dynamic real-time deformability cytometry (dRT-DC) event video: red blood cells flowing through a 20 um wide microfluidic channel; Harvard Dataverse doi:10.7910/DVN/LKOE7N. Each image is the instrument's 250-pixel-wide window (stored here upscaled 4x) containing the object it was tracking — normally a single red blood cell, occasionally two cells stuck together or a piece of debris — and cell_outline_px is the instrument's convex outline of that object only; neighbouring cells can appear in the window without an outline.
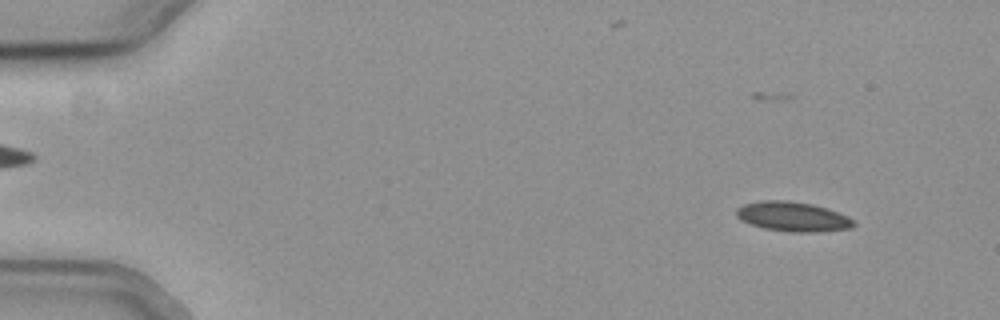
{"species": "common noctule bat (a hibernating species)", "species_latin": "Nyctalus noctula", "temperature_condition": "cold", "stored_images_in_passage": 55, "camera_frame_rate_fps": 3000, "um_per_image_px": 0.085, "animal": {"sex": "female", "body_mass_g": 19.3, "forearm_length_mm": 54.1}, "frame": {"image": 1, "passage_image": 5, "time_ms": 1.333, "image_size_px": [1000, 320], "cell_outline_px": [[856, 224], [852, 228], [812, 232], [792, 232], [764, 228], [740, 220], [736, 216], [736, 208], [744, 204], [760, 200], [788, 200], [812, 204], [828, 208], [848, 216], [856, 220]], "centroid_in_image_um": [67.41, 18.4], "position_along_channel_um": 17.6, "area_um2": 20.4}}
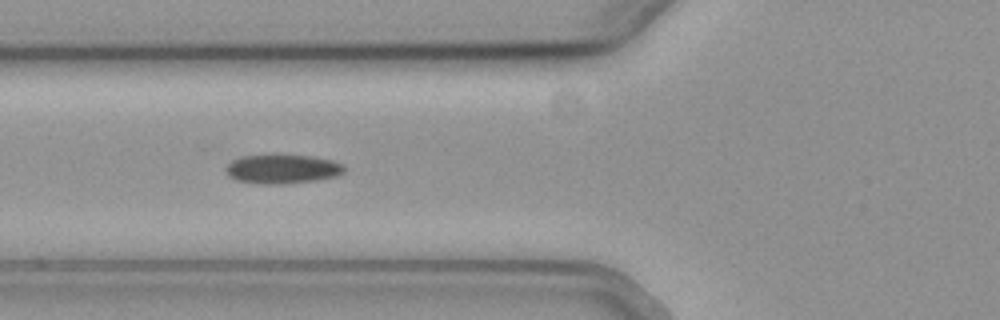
{"frame": {"image": 2, "passage_image": 21, "time_ms": 6.667, "image_size_px": [1000, 320], "cell_outline_px": [[344, 172], [336, 176], [316, 180], [284, 184], [264, 184], [236, 180], [228, 176], [224, 168], [232, 160], [244, 156], [312, 156], [332, 160], [344, 164]], "centroid_in_image_um": [24.0, 14.38], "position_along_channel_um": 101.8, "area_um2": 19.83}}
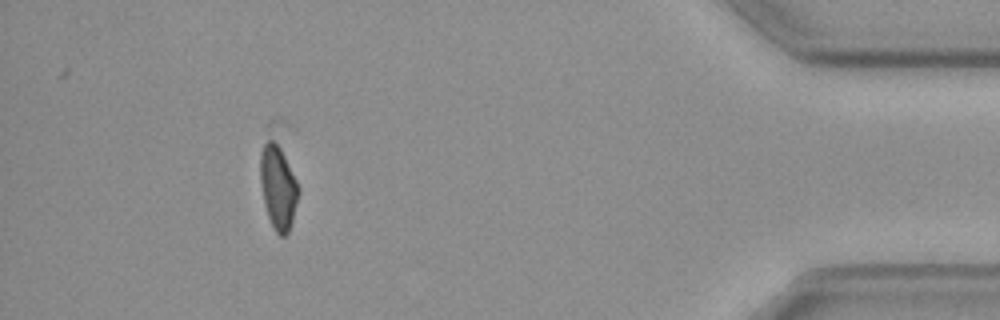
{"frame": {"image": 3, "passage_image": 50, "time_ms": 16.333, "image_size_px": [1000, 320], "cell_outline_px": [[300, 192], [292, 220], [288, 232], [284, 236], [280, 236], [276, 232], [268, 216], [264, 204], [260, 184], [260, 152], [264, 144], [268, 140], [272, 140], [280, 148], [300, 188]], "centroid_in_image_um": [23.63, 15.94], "position_along_channel_um": 411.6, "area_um2": 18.38}, "authors_computed_cell_mechanics": {"area_um2": 19.7676, "velocity_mm_per_s": 3.7936, "shape_relaxation_time_tau1_ms": null, "shape_relaxation_time_tau2_ms": 5.6611, "deformation_change_tau1": null, "deformation_change_tau2": 0.1225}}